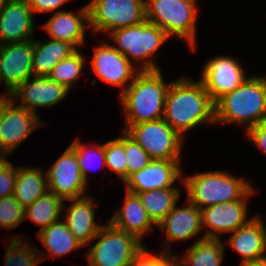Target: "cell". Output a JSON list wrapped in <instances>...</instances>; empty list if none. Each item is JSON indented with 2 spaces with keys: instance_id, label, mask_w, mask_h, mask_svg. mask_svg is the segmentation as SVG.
<instances>
[{
  "instance_id": "obj_33",
  "label": "cell",
  "mask_w": 266,
  "mask_h": 266,
  "mask_svg": "<svg viewBox=\"0 0 266 266\" xmlns=\"http://www.w3.org/2000/svg\"><path fill=\"white\" fill-rule=\"evenodd\" d=\"M106 167L115 172L123 182L127 179V160L124 150V130L121 137L105 142Z\"/></svg>"
},
{
  "instance_id": "obj_3",
  "label": "cell",
  "mask_w": 266,
  "mask_h": 266,
  "mask_svg": "<svg viewBox=\"0 0 266 266\" xmlns=\"http://www.w3.org/2000/svg\"><path fill=\"white\" fill-rule=\"evenodd\" d=\"M161 70L140 71L119 96L125 124H139L164 117V106L170 82Z\"/></svg>"
},
{
  "instance_id": "obj_11",
  "label": "cell",
  "mask_w": 266,
  "mask_h": 266,
  "mask_svg": "<svg viewBox=\"0 0 266 266\" xmlns=\"http://www.w3.org/2000/svg\"><path fill=\"white\" fill-rule=\"evenodd\" d=\"M201 72L200 81L214 103L238 88L247 79L246 72L238 60L227 55L209 59Z\"/></svg>"
},
{
  "instance_id": "obj_24",
  "label": "cell",
  "mask_w": 266,
  "mask_h": 266,
  "mask_svg": "<svg viewBox=\"0 0 266 266\" xmlns=\"http://www.w3.org/2000/svg\"><path fill=\"white\" fill-rule=\"evenodd\" d=\"M77 49L66 41L49 38L47 41L33 39L32 72L34 76H48L59 61Z\"/></svg>"
},
{
  "instance_id": "obj_42",
  "label": "cell",
  "mask_w": 266,
  "mask_h": 266,
  "mask_svg": "<svg viewBox=\"0 0 266 266\" xmlns=\"http://www.w3.org/2000/svg\"><path fill=\"white\" fill-rule=\"evenodd\" d=\"M260 221L264 231V240H265V251H266V223L264 222L263 218L260 215H255Z\"/></svg>"
},
{
  "instance_id": "obj_10",
  "label": "cell",
  "mask_w": 266,
  "mask_h": 266,
  "mask_svg": "<svg viewBox=\"0 0 266 266\" xmlns=\"http://www.w3.org/2000/svg\"><path fill=\"white\" fill-rule=\"evenodd\" d=\"M255 192L253 188L243 199L218 203L201 209L202 229L204 238L220 239L222 233H232L247 224V200Z\"/></svg>"
},
{
  "instance_id": "obj_9",
  "label": "cell",
  "mask_w": 266,
  "mask_h": 266,
  "mask_svg": "<svg viewBox=\"0 0 266 266\" xmlns=\"http://www.w3.org/2000/svg\"><path fill=\"white\" fill-rule=\"evenodd\" d=\"M90 28L93 33H111L146 21L145 0H90Z\"/></svg>"
},
{
  "instance_id": "obj_38",
  "label": "cell",
  "mask_w": 266,
  "mask_h": 266,
  "mask_svg": "<svg viewBox=\"0 0 266 266\" xmlns=\"http://www.w3.org/2000/svg\"><path fill=\"white\" fill-rule=\"evenodd\" d=\"M245 135L255 147H258L261 152L266 154V119L251 127Z\"/></svg>"
},
{
  "instance_id": "obj_4",
  "label": "cell",
  "mask_w": 266,
  "mask_h": 266,
  "mask_svg": "<svg viewBox=\"0 0 266 266\" xmlns=\"http://www.w3.org/2000/svg\"><path fill=\"white\" fill-rule=\"evenodd\" d=\"M183 178L181 184L186 188L187 199L200 210L243 199L253 189L248 180L222 170L195 173Z\"/></svg>"
},
{
  "instance_id": "obj_39",
  "label": "cell",
  "mask_w": 266,
  "mask_h": 266,
  "mask_svg": "<svg viewBox=\"0 0 266 266\" xmlns=\"http://www.w3.org/2000/svg\"><path fill=\"white\" fill-rule=\"evenodd\" d=\"M31 11L35 13L54 12L69 0H26Z\"/></svg>"
},
{
  "instance_id": "obj_5",
  "label": "cell",
  "mask_w": 266,
  "mask_h": 266,
  "mask_svg": "<svg viewBox=\"0 0 266 266\" xmlns=\"http://www.w3.org/2000/svg\"><path fill=\"white\" fill-rule=\"evenodd\" d=\"M197 0H145L146 20L197 49Z\"/></svg>"
},
{
  "instance_id": "obj_31",
  "label": "cell",
  "mask_w": 266,
  "mask_h": 266,
  "mask_svg": "<svg viewBox=\"0 0 266 266\" xmlns=\"http://www.w3.org/2000/svg\"><path fill=\"white\" fill-rule=\"evenodd\" d=\"M81 53L77 49L69 57L59 61L48 77L71 90L76 85L77 79L81 76L82 69H84L86 59Z\"/></svg>"
},
{
  "instance_id": "obj_21",
  "label": "cell",
  "mask_w": 266,
  "mask_h": 266,
  "mask_svg": "<svg viewBox=\"0 0 266 266\" xmlns=\"http://www.w3.org/2000/svg\"><path fill=\"white\" fill-rule=\"evenodd\" d=\"M94 198L82 196L79 198L64 200L63 209L65 208L64 221L74 237L83 245L94 240L102 224L95 222V202ZM65 201L72 204L67 206Z\"/></svg>"
},
{
  "instance_id": "obj_40",
  "label": "cell",
  "mask_w": 266,
  "mask_h": 266,
  "mask_svg": "<svg viewBox=\"0 0 266 266\" xmlns=\"http://www.w3.org/2000/svg\"><path fill=\"white\" fill-rule=\"evenodd\" d=\"M12 100V97L10 94L4 95L2 97H0V120L2 117V114L4 112V109L6 107V105Z\"/></svg>"
},
{
  "instance_id": "obj_1",
  "label": "cell",
  "mask_w": 266,
  "mask_h": 266,
  "mask_svg": "<svg viewBox=\"0 0 266 266\" xmlns=\"http://www.w3.org/2000/svg\"><path fill=\"white\" fill-rule=\"evenodd\" d=\"M163 119L184 138L196 126L215 124V103L200 80L179 77L170 82Z\"/></svg>"
},
{
  "instance_id": "obj_13",
  "label": "cell",
  "mask_w": 266,
  "mask_h": 266,
  "mask_svg": "<svg viewBox=\"0 0 266 266\" xmlns=\"http://www.w3.org/2000/svg\"><path fill=\"white\" fill-rule=\"evenodd\" d=\"M48 191L63 200L86 196L76 151L69 145L46 172Z\"/></svg>"
},
{
  "instance_id": "obj_41",
  "label": "cell",
  "mask_w": 266,
  "mask_h": 266,
  "mask_svg": "<svg viewBox=\"0 0 266 266\" xmlns=\"http://www.w3.org/2000/svg\"><path fill=\"white\" fill-rule=\"evenodd\" d=\"M240 266H266V259L257 262H243L239 264Z\"/></svg>"
},
{
  "instance_id": "obj_43",
  "label": "cell",
  "mask_w": 266,
  "mask_h": 266,
  "mask_svg": "<svg viewBox=\"0 0 266 266\" xmlns=\"http://www.w3.org/2000/svg\"><path fill=\"white\" fill-rule=\"evenodd\" d=\"M7 0H0V12L3 10V7L5 6Z\"/></svg>"
},
{
  "instance_id": "obj_36",
  "label": "cell",
  "mask_w": 266,
  "mask_h": 266,
  "mask_svg": "<svg viewBox=\"0 0 266 266\" xmlns=\"http://www.w3.org/2000/svg\"><path fill=\"white\" fill-rule=\"evenodd\" d=\"M167 248V249H166ZM158 254H152L145 248L135 259L134 266H183L180 256L172 255L168 247Z\"/></svg>"
},
{
  "instance_id": "obj_15",
  "label": "cell",
  "mask_w": 266,
  "mask_h": 266,
  "mask_svg": "<svg viewBox=\"0 0 266 266\" xmlns=\"http://www.w3.org/2000/svg\"><path fill=\"white\" fill-rule=\"evenodd\" d=\"M33 39L24 42L0 44V84L5 83L6 93L11 94L32 72Z\"/></svg>"
},
{
  "instance_id": "obj_17",
  "label": "cell",
  "mask_w": 266,
  "mask_h": 266,
  "mask_svg": "<svg viewBox=\"0 0 266 266\" xmlns=\"http://www.w3.org/2000/svg\"><path fill=\"white\" fill-rule=\"evenodd\" d=\"M181 160H158L151 162L142 170L130 175L125 181V188L132 193L154 189L179 188L175 182L181 179Z\"/></svg>"
},
{
  "instance_id": "obj_14",
  "label": "cell",
  "mask_w": 266,
  "mask_h": 266,
  "mask_svg": "<svg viewBox=\"0 0 266 266\" xmlns=\"http://www.w3.org/2000/svg\"><path fill=\"white\" fill-rule=\"evenodd\" d=\"M44 125L39 114L19 106L12 99L0 120V152L7 158L27 137Z\"/></svg>"
},
{
  "instance_id": "obj_22",
  "label": "cell",
  "mask_w": 266,
  "mask_h": 266,
  "mask_svg": "<svg viewBox=\"0 0 266 266\" xmlns=\"http://www.w3.org/2000/svg\"><path fill=\"white\" fill-rule=\"evenodd\" d=\"M230 234L225 245L241 255V263L266 259L264 231L261 221L256 216Z\"/></svg>"
},
{
  "instance_id": "obj_6",
  "label": "cell",
  "mask_w": 266,
  "mask_h": 266,
  "mask_svg": "<svg viewBox=\"0 0 266 266\" xmlns=\"http://www.w3.org/2000/svg\"><path fill=\"white\" fill-rule=\"evenodd\" d=\"M109 36L116 44L113 47L132 64L135 65V61L143 63L138 66L140 71L161 70L156 61H153V55L170 38L158 26L146 20L138 25L112 31Z\"/></svg>"
},
{
  "instance_id": "obj_25",
  "label": "cell",
  "mask_w": 266,
  "mask_h": 266,
  "mask_svg": "<svg viewBox=\"0 0 266 266\" xmlns=\"http://www.w3.org/2000/svg\"><path fill=\"white\" fill-rule=\"evenodd\" d=\"M59 221L57 220L42 231H38L36 235L48 251V257L51 258H61L84 247L68 229L65 221Z\"/></svg>"
},
{
  "instance_id": "obj_29",
  "label": "cell",
  "mask_w": 266,
  "mask_h": 266,
  "mask_svg": "<svg viewBox=\"0 0 266 266\" xmlns=\"http://www.w3.org/2000/svg\"><path fill=\"white\" fill-rule=\"evenodd\" d=\"M63 203L62 198L47 191L31 205L24 208V220L29 218L33 223L39 225L41 227L39 231H42L61 218Z\"/></svg>"
},
{
  "instance_id": "obj_23",
  "label": "cell",
  "mask_w": 266,
  "mask_h": 266,
  "mask_svg": "<svg viewBox=\"0 0 266 266\" xmlns=\"http://www.w3.org/2000/svg\"><path fill=\"white\" fill-rule=\"evenodd\" d=\"M122 207L115 212L110 223L116 228L134 235L141 241L156 226L148 216L137 194L126 190Z\"/></svg>"
},
{
  "instance_id": "obj_7",
  "label": "cell",
  "mask_w": 266,
  "mask_h": 266,
  "mask_svg": "<svg viewBox=\"0 0 266 266\" xmlns=\"http://www.w3.org/2000/svg\"><path fill=\"white\" fill-rule=\"evenodd\" d=\"M95 239L98 241L85 255L88 266H131L146 248L134 235L116 228L110 222L101 226Z\"/></svg>"
},
{
  "instance_id": "obj_26",
  "label": "cell",
  "mask_w": 266,
  "mask_h": 266,
  "mask_svg": "<svg viewBox=\"0 0 266 266\" xmlns=\"http://www.w3.org/2000/svg\"><path fill=\"white\" fill-rule=\"evenodd\" d=\"M47 191V178L42 168L17 167L14 196L24 208L31 205Z\"/></svg>"
},
{
  "instance_id": "obj_20",
  "label": "cell",
  "mask_w": 266,
  "mask_h": 266,
  "mask_svg": "<svg viewBox=\"0 0 266 266\" xmlns=\"http://www.w3.org/2000/svg\"><path fill=\"white\" fill-rule=\"evenodd\" d=\"M186 205L175 207L157 225L162 232H165V242L188 241L201 233L202 220L201 210L192 204L188 199Z\"/></svg>"
},
{
  "instance_id": "obj_12",
  "label": "cell",
  "mask_w": 266,
  "mask_h": 266,
  "mask_svg": "<svg viewBox=\"0 0 266 266\" xmlns=\"http://www.w3.org/2000/svg\"><path fill=\"white\" fill-rule=\"evenodd\" d=\"M111 44L104 42L94 47L91 69L103 82L121 88V95L140 70Z\"/></svg>"
},
{
  "instance_id": "obj_27",
  "label": "cell",
  "mask_w": 266,
  "mask_h": 266,
  "mask_svg": "<svg viewBox=\"0 0 266 266\" xmlns=\"http://www.w3.org/2000/svg\"><path fill=\"white\" fill-rule=\"evenodd\" d=\"M225 245L220 239L204 238V235L192 244L183 256V266H221Z\"/></svg>"
},
{
  "instance_id": "obj_37",
  "label": "cell",
  "mask_w": 266,
  "mask_h": 266,
  "mask_svg": "<svg viewBox=\"0 0 266 266\" xmlns=\"http://www.w3.org/2000/svg\"><path fill=\"white\" fill-rule=\"evenodd\" d=\"M17 167L5 158L0 162V199L14 195Z\"/></svg>"
},
{
  "instance_id": "obj_2",
  "label": "cell",
  "mask_w": 266,
  "mask_h": 266,
  "mask_svg": "<svg viewBox=\"0 0 266 266\" xmlns=\"http://www.w3.org/2000/svg\"><path fill=\"white\" fill-rule=\"evenodd\" d=\"M266 119V77L249 76L215 103V124H240L245 133Z\"/></svg>"
},
{
  "instance_id": "obj_30",
  "label": "cell",
  "mask_w": 266,
  "mask_h": 266,
  "mask_svg": "<svg viewBox=\"0 0 266 266\" xmlns=\"http://www.w3.org/2000/svg\"><path fill=\"white\" fill-rule=\"evenodd\" d=\"M10 241L5 250L4 266H37L47 255L30 243L25 244L18 236H13Z\"/></svg>"
},
{
  "instance_id": "obj_44",
  "label": "cell",
  "mask_w": 266,
  "mask_h": 266,
  "mask_svg": "<svg viewBox=\"0 0 266 266\" xmlns=\"http://www.w3.org/2000/svg\"><path fill=\"white\" fill-rule=\"evenodd\" d=\"M6 157L0 152V162L4 160Z\"/></svg>"
},
{
  "instance_id": "obj_16",
  "label": "cell",
  "mask_w": 266,
  "mask_h": 266,
  "mask_svg": "<svg viewBox=\"0 0 266 266\" xmlns=\"http://www.w3.org/2000/svg\"><path fill=\"white\" fill-rule=\"evenodd\" d=\"M69 91L66 86L53 81L48 76H33L10 95L14 101H20L17 103L19 106L38 114L37 108H49L59 104Z\"/></svg>"
},
{
  "instance_id": "obj_19",
  "label": "cell",
  "mask_w": 266,
  "mask_h": 266,
  "mask_svg": "<svg viewBox=\"0 0 266 266\" xmlns=\"http://www.w3.org/2000/svg\"><path fill=\"white\" fill-rule=\"evenodd\" d=\"M44 30L54 40L66 41L76 49L85 43V32L90 28L87 4L77 13L59 10L44 24Z\"/></svg>"
},
{
  "instance_id": "obj_34",
  "label": "cell",
  "mask_w": 266,
  "mask_h": 266,
  "mask_svg": "<svg viewBox=\"0 0 266 266\" xmlns=\"http://www.w3.org/2000/svg\"><path fill=\"white\" fill-rule=\"evenodd\" d=\"M24 221V207L14 195L0 199V228L13 230Z\"/></svg>"
},
{
  "instance_id": "obj_35",
  "label": "cell",
  "mask_w": 266,
  "mask_h": 266,
  "mask_svg": "<svg viewBox=\"0 0 266 266\" xmlns=\"http://www.w3.org/2000/svg\"><path fill=\"white\" fill-rule=\"evenodd\" d=\"M124 150L127 160V178L151 162L148 153L124 131Z\"/></svg>"
},
{
  "instance_id": "obj_32",
  "label": "cell",
  "mask_w": 266,
  "mask_h": 266,
  "mask_svg": "<svg viewBox=\"0 0 266 266\" xmlns=\"http://www.w3.org/2000/svg\"><path fill=\"white\" fill-rule=\"evenodd\" d=\"M70 146L77 153V158H78L79 167H80V170L82 173V178L86 184L88 183V181H87L88 180V171H89L90 167L91 168L93 167V165L95 163V159H97L95 157H98L100 159V160H98V161H100V164H101L100 166L106 167L105 143L98 144L97 146H95V144H94V145H91L89 147L87 143L83 144V142L79 139V137H76L75 140H73V142L70 144Z\"/></svg>"
},
{
  "instance_id": "obj_8",
  "label": "cell",
  "mask_w": 266,
  "mask_h": 266,
  "mask_svg": "<svg viewBox=\"0 0 266 266\" xmlns=\"http://www.w3.org/2000/svg\"><path fill=\"white\" fill-rule=\"evenodd\" d=\"M151 157L158 160H181L184 139L162 118L139 124H125L123 129Z\"/></svg>"
},
{
  "instance_id": "obj_18",
  "label": "cell",
  "mask_w": 266,
  "mask_h": 266,
  "mask_svg": "<svg viewBox=\"0 0 266 266\" xmlns=\"http://www.w3.org/2000/svg\"><path fill=\"white\" fill-rule=\"evenodd\" d=\"M33 15L26 0H7L0 12V44L33 39Z\"/></svg>"
},
{
  "instance_id": "obj_28",
  "label": "cell",
  "mask_w": 266,
  "mask_h": 266,
  "mask_svg": "<svg viewBox=\"0 0 266 266\" xmlns=\"http://www.w3.org/2000/svg\"><path fill=\"white\" fill-rule=\"evenodd\" d=\"M179 188L154 189L135 193L145 208L152 222L157 226L164 217L178 204Z\"/></svg>"
}]
</instances>
